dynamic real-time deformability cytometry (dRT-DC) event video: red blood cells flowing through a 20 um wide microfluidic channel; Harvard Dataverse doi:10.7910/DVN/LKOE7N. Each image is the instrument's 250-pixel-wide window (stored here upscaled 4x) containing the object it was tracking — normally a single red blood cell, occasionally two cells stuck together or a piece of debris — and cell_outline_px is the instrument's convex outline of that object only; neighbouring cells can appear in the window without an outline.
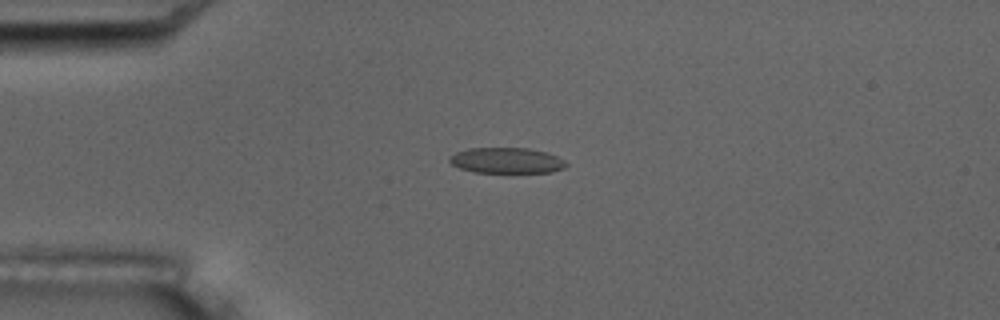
{"species": "common noctule bat (a hibernating species)", "species_latin": "Nyctalus noctula", "temperature_condition": "room temperature", "stored_images_in_passage": 5, "camera_frame_rate_fps": 3000, "um_per_image_px": 0.085, "animal": {"sex": "male", "body_mass_g": 17.5, "forearm_length_mm": 52.3}, "frame": {"image": 1, "passage_image": 4, "time_ms": 3.333, "image_size_px": [1000, 320], "cell_outline_px": [[568, 164], [564, 168], [552, 172], [472, 172], [460, 168], [452, 164], [448, 160], [448, 156], [456, 152], [468, 148], [528, 148], [544, 152], [556, 156], [564, 160]], "centroid_in_image_um": [43.03, 13.64], "position_along_channel_um": 42.0, "area_um2": 17.4}}